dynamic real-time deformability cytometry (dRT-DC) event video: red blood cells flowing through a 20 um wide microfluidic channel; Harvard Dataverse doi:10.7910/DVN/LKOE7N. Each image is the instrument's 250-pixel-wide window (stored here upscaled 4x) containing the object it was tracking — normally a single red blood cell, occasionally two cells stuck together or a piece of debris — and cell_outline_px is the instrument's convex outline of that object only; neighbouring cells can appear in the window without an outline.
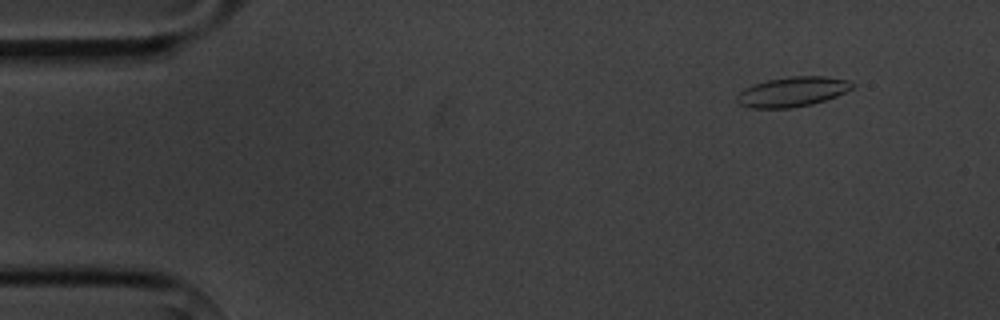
{"species": "common noctule bat (a hibernating species)", "species_latin": "Nyctalus noctula", "temperature_condition": "cold", "stored_images_in_passage": 5, "camera_frame_rate_fps": 3000, "um_per_image_px": 0.085, "animal": {"sex": "male", "body_mass_g": 20.1, "forearm_length_mm": 53.5}, "frame": {"image": 1, "passage_image": 1, "time_ms": 0.0, "image_size_px": [1000, 320], "cell_outline_px": [[856, 84], [852, 88], [836, 96], [812, 104], [792, 108], [752, 108], [740, 104], [736, 100], [736, 96], [744, 88], [752, 84], [768, 80], [788, 76], [824, 76], [848, 80]], "centroid_in_image_um": [67.34, 7.79], "position_along_channel_um": 17.7, "area_um2": 20.06}}
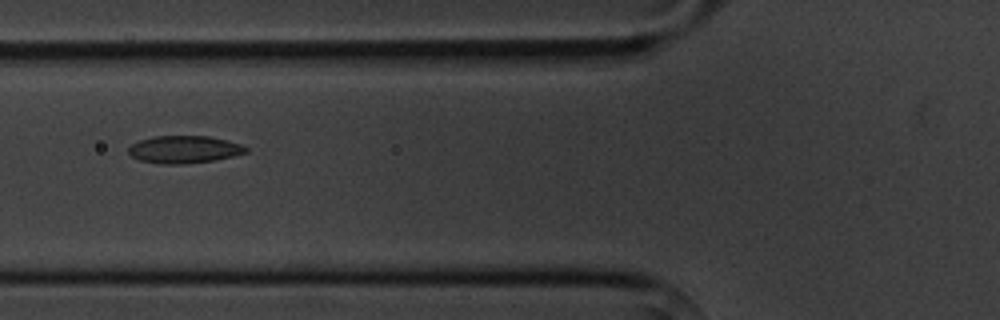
{"frame": {"image": 2, "passage_image": 5, "time_ms": 5.0, "image_size_px": [1000, 320], "cell_outline_px": [[248, 152], [216, 160], [184, 164], [160, 164], [140, 160], [132, 156], [128, 152], [128, 148], [132, 144], [140, 140], [152, 136], [208, 136], [228, 140], [240, 144], [248, 148]], "centroid_in_image_um": [15.66, 12.7], "position_along_channel_um": 110.1, "area_um2": 18.84}}